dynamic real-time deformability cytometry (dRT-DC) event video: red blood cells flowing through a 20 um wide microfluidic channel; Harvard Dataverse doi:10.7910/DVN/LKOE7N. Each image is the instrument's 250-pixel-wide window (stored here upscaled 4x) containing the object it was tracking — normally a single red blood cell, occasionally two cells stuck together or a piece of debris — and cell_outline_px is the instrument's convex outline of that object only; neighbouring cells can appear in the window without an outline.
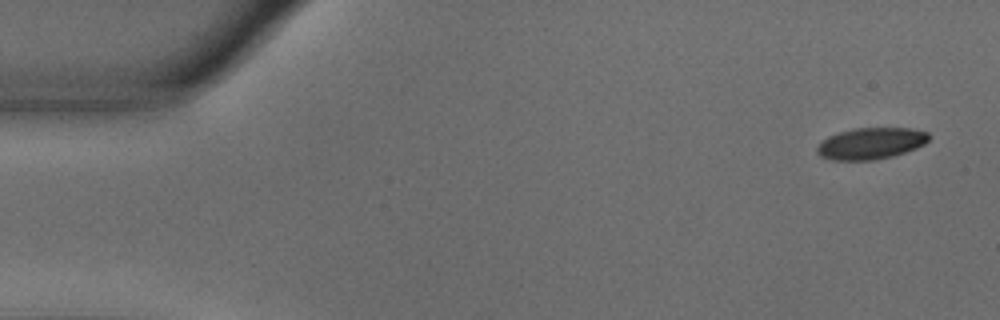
{"species": "common noctule bat (a hibernating species)", "species_latin": "Nyctalus noctula", "temperature_condition": "warm", "stored_images_in_passage": 53, "camera_frame_rate_fps": 3000, "um_per_image_px": 0.085, "animal": {"sex": "male", "body_mass_g": 18.8}, "frame": {"image": 1, "passage_image": 1, "time_ms": 0.0, "image_size_px": [1000, 320], "cell_outline_px": [[928, 140], [924, 144], [916, 148], [892, 156], [872, 160], [832, 160], [820, 156], [816, 152], [816, 148], [828, 136], [840, 132], [856, 128], [908, 128], [928, 132]], "centroid_in_image_um": [74.01, 12.19], "position_along_channel_um": 11.0, "area_um2": 20.29}}
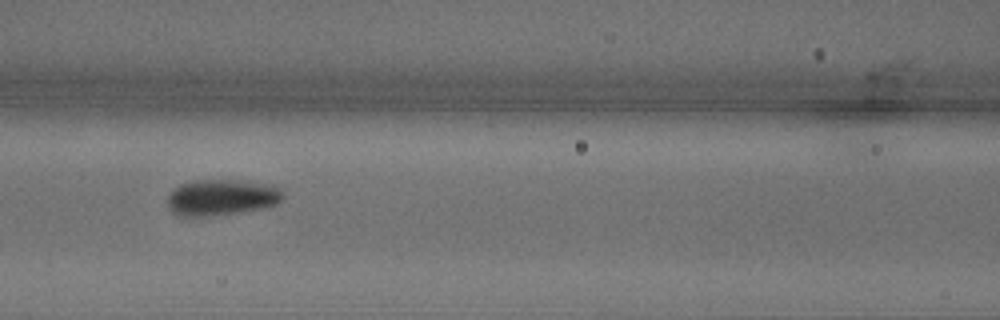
{"frame": {"image": 2, "passage_image": 22, "time_ms": 7.0, "image_size_px": [1000, 320], "cell_outline_px": [[284, 196], [276, 204], [264, 208], [216, 216], [176, 216], [168, 208], [168, 196], [180, 184], [196, 180], [236, 180], [276, 184], [284, 192]], "centroid_in_image_um": [18.87, 16.78], "position_along_channel_um": 147.7, "area_um2": 24.62}}
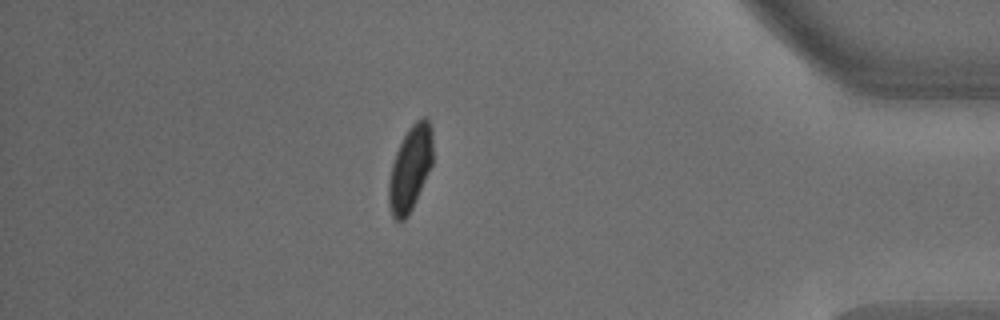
{"frame": {"image": 3, "passage_image": 46, "time_ms": 15.0, "image_size_px": [1000, 320], "cell_outline_px": [[432, 164], [416, 200], [408, 216], [404, 220], [396, 220], [392, 216], [388, 204], [388, 180], [392, 164], [396, 152], [408, 128], [416, 120], [424, 116], [428, 116], [432, 128]], "centroid_in_image_um": [34.86, 14.3], "position_along_channel_um": 400.3, "area_um2": 21.91}, "authors_computed_cell_mechanics": {"area_um2": 22.542, "velocity_mm_per_s": 3.6549, "shape_relaxation_time_tau1_ms": 3.3326, "shape_relaxation_time_tau2_ms": null, "deformation_change_tau1": 0.1214, "deformation_change_tau2": null}}